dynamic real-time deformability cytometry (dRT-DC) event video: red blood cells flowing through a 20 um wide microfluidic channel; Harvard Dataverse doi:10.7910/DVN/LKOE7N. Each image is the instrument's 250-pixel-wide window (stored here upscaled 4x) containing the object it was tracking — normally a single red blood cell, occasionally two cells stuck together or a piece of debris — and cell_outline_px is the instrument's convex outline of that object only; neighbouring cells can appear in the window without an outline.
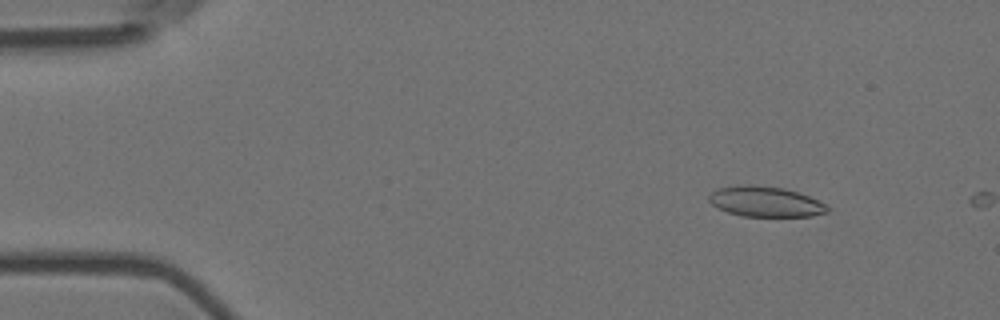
{"species": "Egyptian fruit bat (a non-hibernating species)", "species_latin": "Rousettus aegyptiacus", "temperature_condition": "room temperature", "stored_images_in_passage": 4, "camera_frame_rate_fps": 3000, "um_per_image_px": 0.085, "animal": {"sex": "female"}, "frame": {"image": 1, "passage_image": 3, "time_ms": 0.667, "image_size_px": [1000, 320], "cell_outline_px": [[828, 212], [812, 216], [744, 216], [728, 212], [716, 208], [708, 200], [708, 196], [716, 188], [744, 184], [752, 184], [784, 188], [800, 192], [824, 204], [828, 208]], "centroid_in_image_um": [65.02, 17.12], "position_along_channel_um": 20.0, "area_um2": 20.98}}